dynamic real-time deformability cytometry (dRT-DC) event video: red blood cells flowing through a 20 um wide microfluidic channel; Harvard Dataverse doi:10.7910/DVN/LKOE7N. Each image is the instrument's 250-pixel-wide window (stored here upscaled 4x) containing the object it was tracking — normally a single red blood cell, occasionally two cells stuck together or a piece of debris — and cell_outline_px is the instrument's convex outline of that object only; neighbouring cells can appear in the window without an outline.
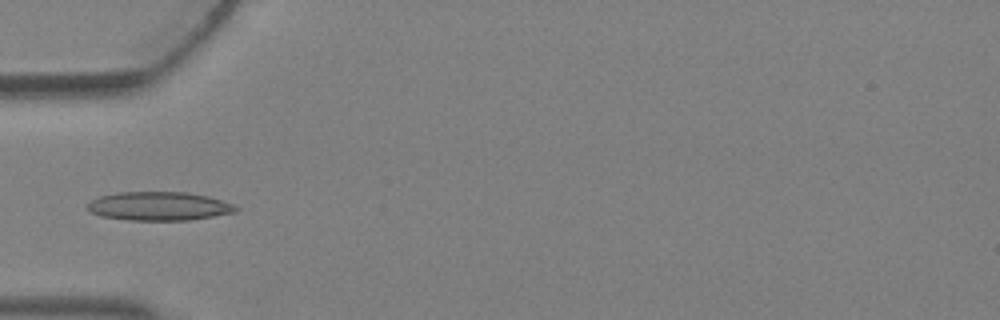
{"species": "Egyptian fruit bat (a non-hibernating species)", "species_latin": "Rousettus aegyptiacus", "temperature_condition": "warm", "stored_images_in_passage": 5, "camera_frame_rate_fps": 3000, "um_per_image_px": 0.085, "animal": {"sex": "female"}, "frame": {"image": 1, "passage_image": 5, "time_ms": 1.333, "image_size_px": [1000, 320], "cell_outline_px": [[240, 208], [236, 212], [192, 220], [128, 220], [100, 216], [84, 208], [92, 200], [100, 196], [116, 192], [184, 192], [208, 196], [232, 204]], "centroid_in_image_um": [13.5, 17.53], "position_along_channel_um": 71.5, "area_um2": 24.85}}